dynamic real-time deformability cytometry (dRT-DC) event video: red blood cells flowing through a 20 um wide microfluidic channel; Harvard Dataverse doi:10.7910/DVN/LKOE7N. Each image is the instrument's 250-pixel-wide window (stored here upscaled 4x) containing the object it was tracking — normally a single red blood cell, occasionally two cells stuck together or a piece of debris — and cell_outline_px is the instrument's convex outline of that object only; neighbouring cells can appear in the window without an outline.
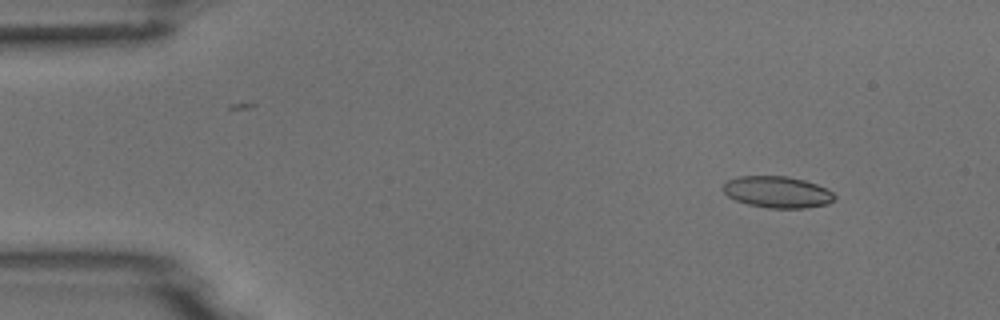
{"species": "common noctule bat (a hibernating species)", "species_latin": "Nyctalus noctula", "temperature_condition": "room temperature", "stored_images_in_passage": 4, "camera_frame_rate_fps": 3000, "um_per_image_px": 0.085, "animal": {"sex": "male", "body_mass_g": 18.8}, "frame": {"image": 1, "passage_image": 1, "time_ms": 0.0, "image_size_px": [1000, 320], "cell_outline_px": [[836, 200], [828, 204], [808, 208], [768, 208], [748, 204], [736, 200], [728, 196], [720, 188], [728, 180], [740, 176], [784, 176], [804, 180], [816, 184], [832, 192], [836, 196]], "centroid_in_image_um": [66.08, 16.33], "position_along_channel_um": 18.9, "area_um2": 20.52}}
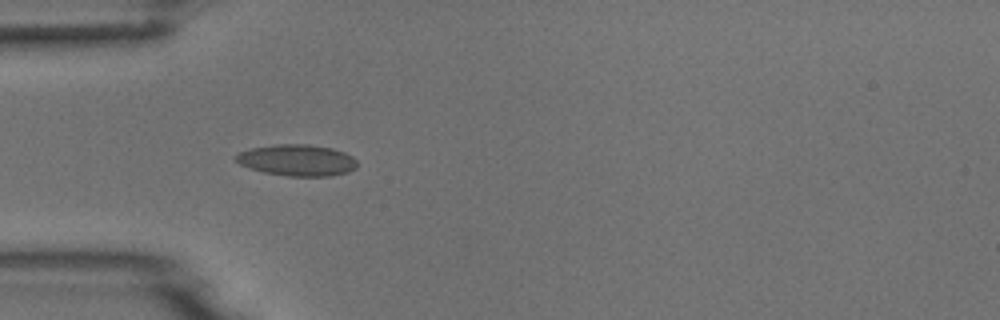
{"frame": {"image": 2, "passage_image": 3, "time_ms": 3.333, "image_size_px": [1000, 320], "cell_outline_px": [[356, 168], [348, 172], [332, 176], [288, 176], [264, 172], [248, 168], [240, 164], [232, 156], [240, 152], [252, 148], [276, 144], [308, 144], [332, 148], [344, 152], [352, 156], [356, 160]], "centroid_in_image_um": [25.25, 13.62], "position_along_channel_um": 59.8, "area_um2": 22.25}}